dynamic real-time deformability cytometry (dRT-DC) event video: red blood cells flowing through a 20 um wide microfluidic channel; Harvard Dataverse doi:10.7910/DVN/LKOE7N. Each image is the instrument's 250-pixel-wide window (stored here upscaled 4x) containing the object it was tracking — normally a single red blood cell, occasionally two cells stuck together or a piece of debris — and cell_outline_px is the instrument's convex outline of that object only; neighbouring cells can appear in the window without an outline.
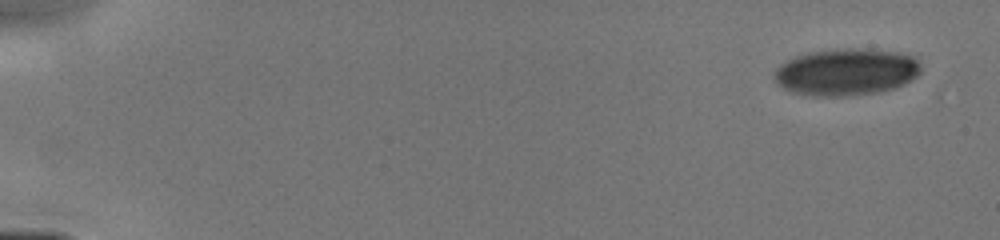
{"species": "human", "species_latin": "Homo sapiens", "temperature_condition": "cold", "stored_images_in_passage": 12, "camera_frame_rate_fps": 3000, "um_per_image_px": 0.085, "donor": {"sex": "male"}, "frame": {"image": 1, "passage_image": 1, "time_ms": 0.0, "image_size_px": [1000, 240], "cell_outline_px": [[920, 72], [912, 80], [896, 88], [876, 92], [848, 96], [808, 96], [792, 92], [776, 84], [772, 76], [776, 68], [780, 64], [796, 56], [808, 52], [844, 48], [860, 48], [900, 52], [912, 56], [920, 64]], "centroid_in_image_um": [71.9, 6.12], "position_along_channel_um": 13.1, "area_um2": 40.46}}
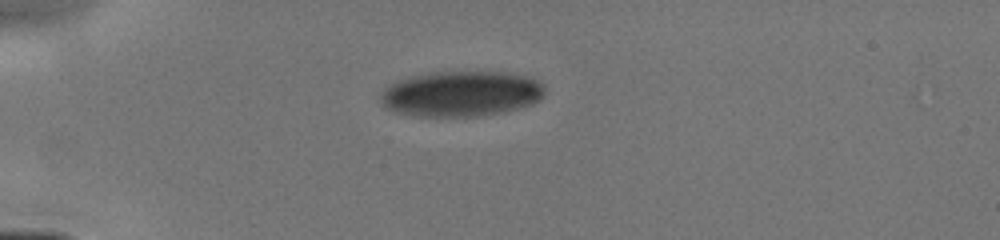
{"frame": {"image": 2, "passage_image": 7, "time_ms": 3.667, "image_size_px": [1000, 240], "cell_outline_px": [[544, 96], [540, 100], [532, 104], [504, 112], [476, 116], [412, 116], [396, 112], [384, 108], [380, 100], [380, 92], [388, 84], [396, 80], [412, 76], [432, 72], [504, 72], [528, 76], [544, 84]], "centroid_in_image_um": [39.17, 7.97], "position_along_channel_um": 45.8, "area_um2": 43.93}}
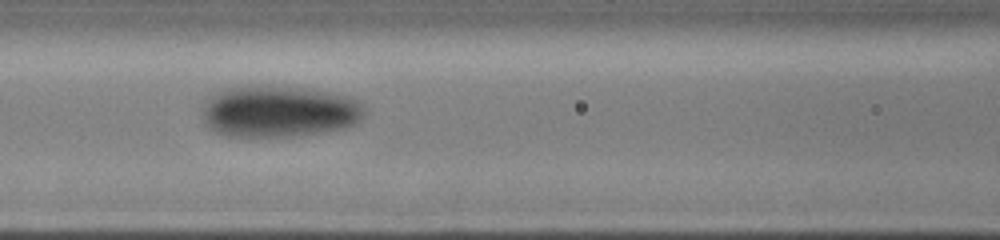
{"frame": {"image": 3, "passage_image": 11, "time_ms": 6.667, "image_size_px": [1000, 240], "cell_outline_px": [[364, 112], [360, 120], [356, 124], [344, 128], [320, 132], [292, 136], [228, 136], [216, 132], [208, 128], [204, 120], [204, 104], [208, 96], [228, 88], [248, 84], [260, 84], [296, 88], [328, 92], [348, 96], [356, 100], [364, 108]], "centroid_in_image_um": [23.68, 9.46], "position_along_channel_um": 142.9, "area_um2": 48.73}}